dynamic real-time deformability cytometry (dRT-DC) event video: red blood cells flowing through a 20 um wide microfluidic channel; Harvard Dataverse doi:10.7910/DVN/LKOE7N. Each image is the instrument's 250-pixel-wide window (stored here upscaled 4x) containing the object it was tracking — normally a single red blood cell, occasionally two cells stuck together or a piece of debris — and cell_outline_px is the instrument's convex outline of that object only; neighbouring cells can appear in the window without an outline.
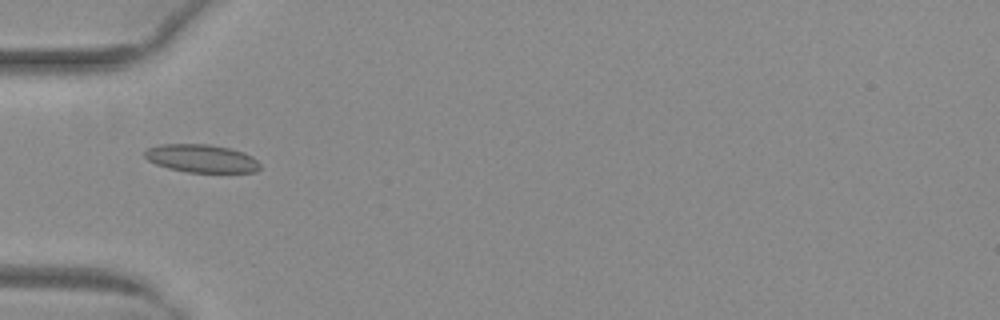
{"species": "common noctule bat (a hibernating species)", "species_latin": "Nyctalus noctula", "temperature_condition": "warm", "stored_images_in_passage": 54, "camera_frame_rate_fps": 3000, "um_per_image_px": 0.085, "animal": {"sex": "female", "body_mass_g": 29.2, "forearm_length_mm": 56.3}, "frame": {"image": 1, "passage_image": 19, "time_ms": 6.0, "image_size_px": [1000, 320], "cell_outline_px": [[260, 168], [256, 172], [188, 172], [168, 168], [156, 164], [148, 160], [144, 156], [144, 152], [148, 148], [160, 144], [208, 144], [232, 148], [244, 152], [252, 156], [260, 164]], "centroid_in_image_um": [17.14, 13.46], "position_along_channel_um": 67.9, "area_um2": 18.9}}
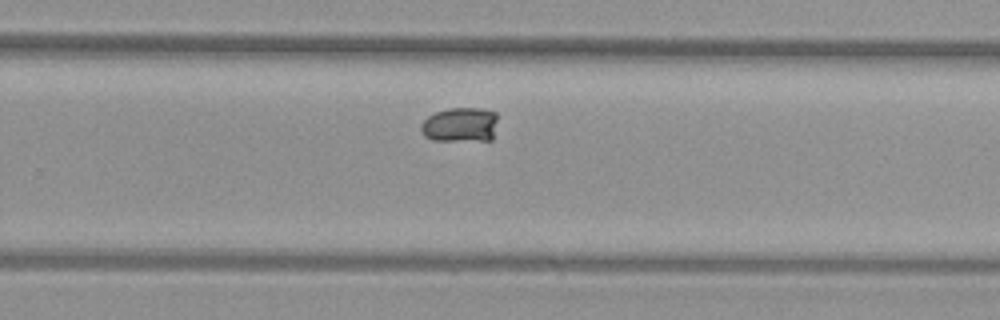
{"frame": {"image": 2, "passage_image": 36, "time_ms": 11.667, "image_size_px": [1000, 320], "cell_outline_px": [[496, 120], [492, 140], [432, 140], [424, 136], [420, 132], [420, 124], [428, 116], [436, 112], [452, 108], [484, 108], [496, 112]], "centroid_in_image_um": [39.1, 10.6], "position_along_channel_um": 290.7, "area_um2": 15.55}}
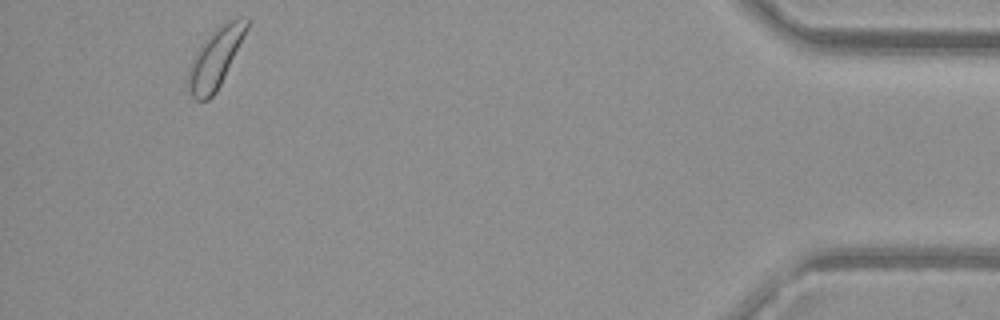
{"frame": {"image": 3, "passage_image": 51, "time_ms": 16.667, "image_size_px": [1000, 320], "cell_outline_px": [[252, 20], [216, 92], [208, 100], [196, 100], [192, 96], [188, 88], [188, 68], [200, 44], [220, 24], [228, 20], [240, 16], [248, 16]], "centroid_in_image_um": [18.33, 4.88], "position_along_channel_um": 416.9, "area_um2": 20.23}}